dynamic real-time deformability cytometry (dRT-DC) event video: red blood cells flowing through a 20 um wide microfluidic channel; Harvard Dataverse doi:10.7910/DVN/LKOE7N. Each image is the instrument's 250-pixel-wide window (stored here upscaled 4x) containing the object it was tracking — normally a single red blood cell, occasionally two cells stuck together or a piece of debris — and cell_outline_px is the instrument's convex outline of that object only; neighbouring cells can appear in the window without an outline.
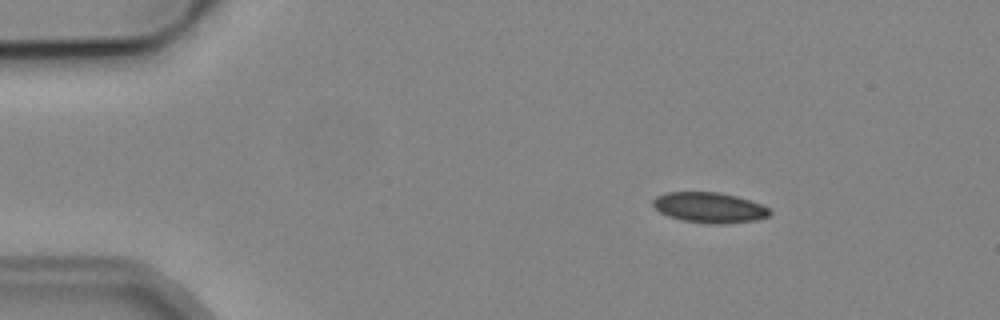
{"species": "common noctule bat (a hibernating species)", "species_latin": "Nyctalus noctula", "temperature_condition": "cold", "stored_images_in_passage": 5, "camera_frame_rate_fps": 3000, "um_per_image_px": 0.085, "animal": {"sex": "male", "body_mass_g": 19.2, "forearm_length_mm": 51.8}, "frame": {"image": 1, "passage_image": 2, "time_ms": 1.333, "image_size_px": [1000, 320], "cell_outline_px": [[772, 212], [768, 216], [756, 220], [716, 224], [684, 220], [668, 216], [660, 212], [652, 204], [652, 200], [656, 196], [664, 192], [720, 192], [752, 200], [768, 208]], "centroid_in_image_um": [60.29, 17.62], "position_along_channel_um": 24.7, "area_um2": 20.58}}
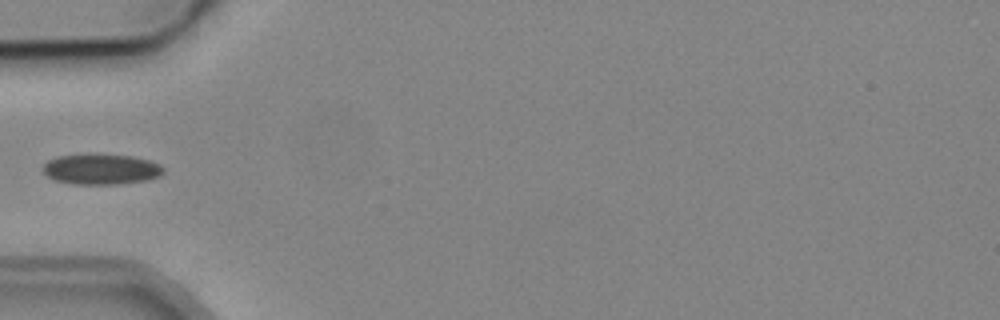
{"frame": {"image": 2, "passage_image": 5, "time_ms": 4.667, "image_size_px": [1000, 320], "cell_outline_px": [[164, 172], [160, 176], [148, 180], [116, 184], [72, 184], [52, 180], [44, 172], [44, 164], [48, 160], [60, 156], [132, 156], [148, 160], [160, 164], [164, 168]], "centroid_in_image_um": [8.63, 14.42], "position_along_channel_um": 76.4, "area_um2": 20.87}}